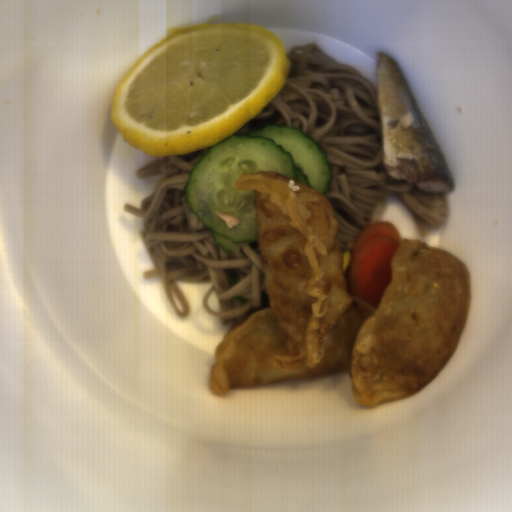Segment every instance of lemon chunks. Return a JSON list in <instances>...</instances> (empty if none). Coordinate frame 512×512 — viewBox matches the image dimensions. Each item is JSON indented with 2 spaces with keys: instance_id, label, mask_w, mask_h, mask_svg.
Here are the masks:
<instances>
[{
  "instance_id": "1",
  "label": "lemon chunks",
  "mask_w": 512,
  "mask_h": 512,
  "mask_svg": "<svg viewBox=\"0 0 512 512\" xmlns=\"http://www.w3.org/2000/svg\"><path fill=\"white\" fill-rule=\"evenodd\" d=\"M291 62L268 28L248 22L169 27L118 82L109 105L120 138L170 157L220 143L284 88Z\"/></svg>"
}]
</instances>
